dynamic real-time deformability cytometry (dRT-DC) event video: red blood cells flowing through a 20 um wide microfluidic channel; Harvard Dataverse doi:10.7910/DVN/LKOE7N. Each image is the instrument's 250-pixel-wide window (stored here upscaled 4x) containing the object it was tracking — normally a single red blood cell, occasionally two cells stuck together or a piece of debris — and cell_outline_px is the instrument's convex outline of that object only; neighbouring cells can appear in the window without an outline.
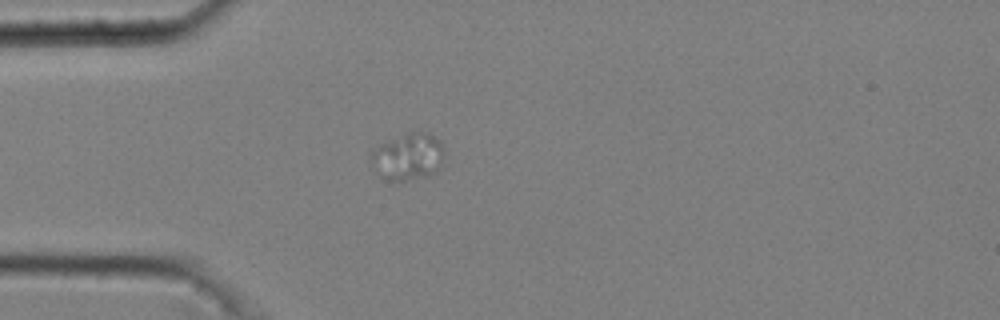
{"species": "common noctule bat (a hibernating species)", "species_latin": "Nyctalus noctula", "temperature_condition": "cold", "stored_images_in_passage": 54, "camera_frame_rate_fps": 3000, "um_per_image_px": 0.085, "animal": {"sex": "male", "body_mass_g": 20.4}, "frame": {"image": 1, "passage_image": 15, "time_ms": 4.667, "image_size_px": [1000, 320], "cell_outline_px": [[444, 156], [440, 168], [428, 176], [404, 180], [388, 180], [368, 156], [380, 144], [388, 140], [408, 132], [428, 132], [440, 140], [444, 148]], "centroid_in_image_um": [34.76, 13.27], "position_along_channel_um": 50.2, "area_um2": 19.65}}
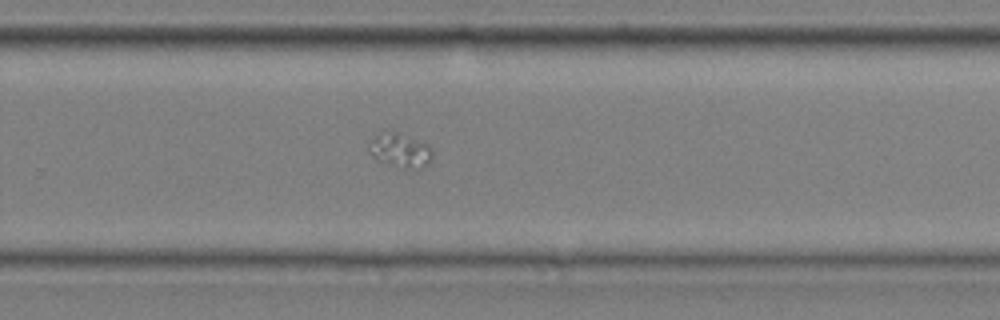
{"frame": {"image": 2, "passage_image": 37, "time_ms": 12.0, "image_size_px": [1000, 320], "cell_outline_px": [[432, 160], [428, 164], [416, 172], [400, 168], [376, 160], [372, 156], [368, 148], [368, 140], [384, 128], [388, 128], [428, 144], [432, 148]], "centroid_in_image_um": [33.99, 12.77], "position_along_channel_um": 295.8, "area_um2": 13.58}}
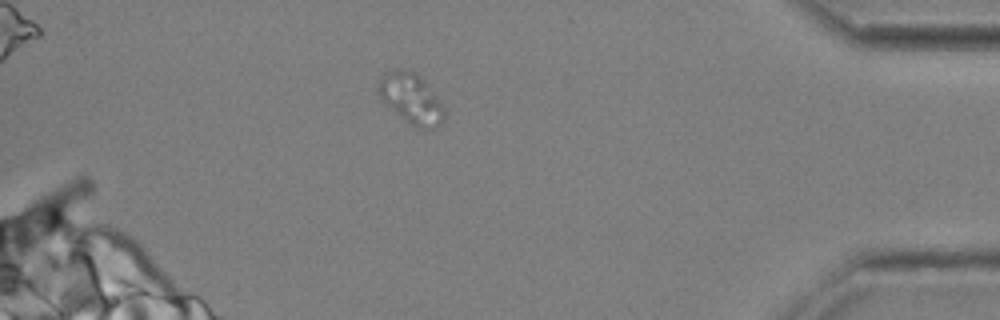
{"frame": {"image": 3, "passage_image": 49, "time_ms": 16.0, "image_size_px": [1000, 320], "cell_outline_px": [[444, 120], [440, 124], [432, 128], [416, 128], [408, 124], [384, 104], [380, 100], [376, 88], [380, 76], [384, 72], [408, 68], [416, 72], [424, 80], [436, 96], [444, 108]], "centroid_in_image_um": [34.89, 8.37], "position_along_channel_um": 400.3, "area_um2": 19.71}}